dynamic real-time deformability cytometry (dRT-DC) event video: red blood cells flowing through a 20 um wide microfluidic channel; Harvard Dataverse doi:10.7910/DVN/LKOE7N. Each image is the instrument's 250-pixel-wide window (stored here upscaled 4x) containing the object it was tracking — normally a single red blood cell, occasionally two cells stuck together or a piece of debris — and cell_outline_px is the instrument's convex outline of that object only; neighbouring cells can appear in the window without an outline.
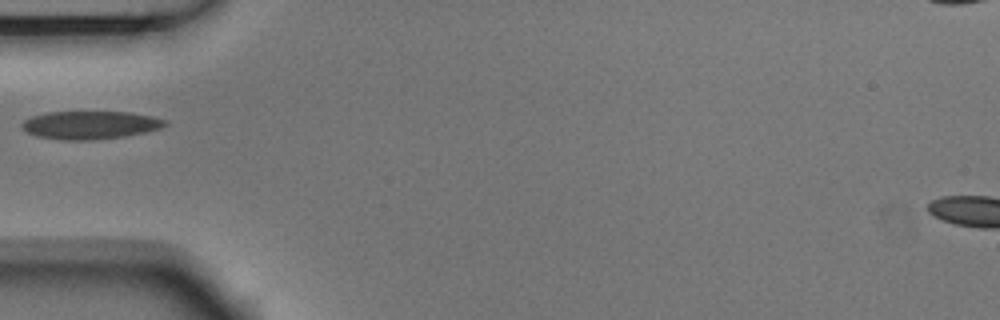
{"species": "Egyptian fruit bat (a non-hibernating species)", "species_latin": "Rousettus aegyptiacus", "temperature_condition": "room temperature", "stored_images_in_passage": 2, "camera_frame_rate_fps": 3000, "um_per_image_px": 0.085, "animal": {"sex": "male"}, "frame": {"image": 1, "passage_image": 1, "time_ms": 0.0, "image_size_px": [1000, 320], "cell_outline_px": [[168, 124], [160, 128], [144, 132], [124, 136], [92, 140], [64, 140], [36, 136], [20, 128], [20, 124], [24, 120], [32, 116], [48, 112], [128, 112], [152, 116], [168, 120]], "centroid_in_image_um": [7.65, 10.62], "position_along_channel_um": 77.4, "area_um2": 23.41}}
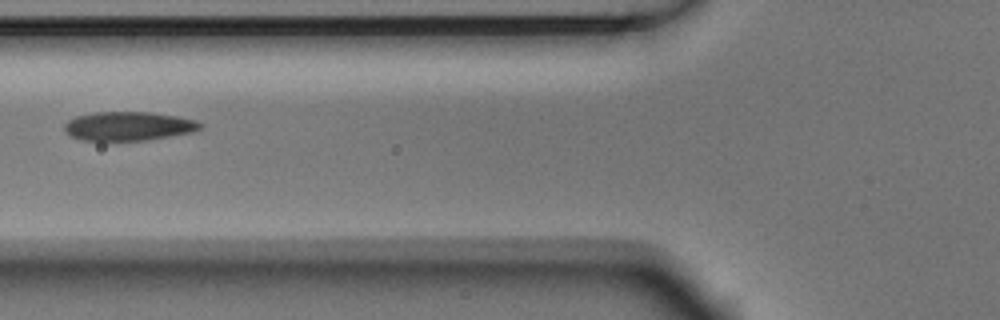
{"frame": {"image": 2, "passage_image": 2, "time_ms": 0.333, "image_size_px": [1000, 320], "cell_outline_px": [[204, 124], [200, 128], [192, 132], [148, 140], [80, 140], [68, 136], [64, 132], [64, 124], [68, 120], [76, 116], [96, 112], [148, 112], [176, 116], [196, 120]], "centroid_in_image_um": [10.88, 10.72], "position_along_channel_um": 114.9, "area_um2": 22.95}}